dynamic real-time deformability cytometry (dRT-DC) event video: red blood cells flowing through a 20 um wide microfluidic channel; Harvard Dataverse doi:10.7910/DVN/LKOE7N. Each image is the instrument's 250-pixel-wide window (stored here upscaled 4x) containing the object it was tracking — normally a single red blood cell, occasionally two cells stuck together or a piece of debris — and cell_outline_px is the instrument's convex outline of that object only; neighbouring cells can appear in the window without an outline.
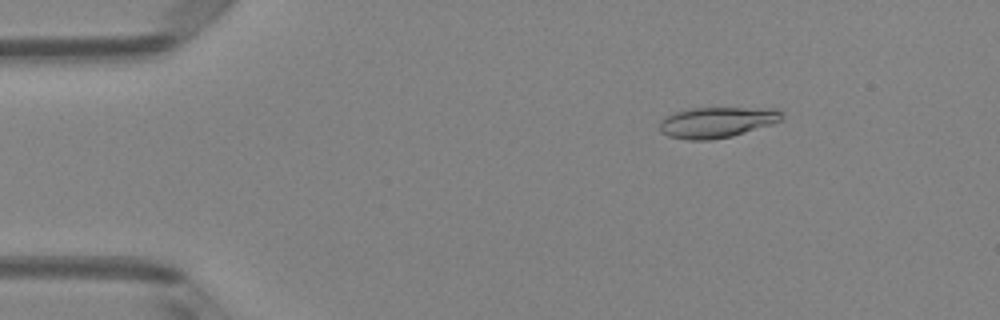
{"species": "Egyptian fruit bat (a non-hibernating species)", "species_latin": "Rousettus aegyptiacus", "temperature_condition": "room temperature", "stored_images_in_passage": 51, "camera_frame_rate_fps": 3000, "um_per_image_px": 0.085, "animal": {"sex": "female"}, "frame": {"image": 1, "passage_image": 8, "time_ms": 2.333, "image_size_px": [1000, 320], "cell_outline_px": [[784, 116], [780, 120], [772, 124], [732, 136], [712, 140], [688, 140], [668, 136], [660, 132], [660, 120], [664, 116], [672, 112], [692, 108], [776, 108], [784, 112]], "centroid_in_image_um": [60.92, 10.39], "position_along_channel_um": 24.1, "area_um2": 22.14}}
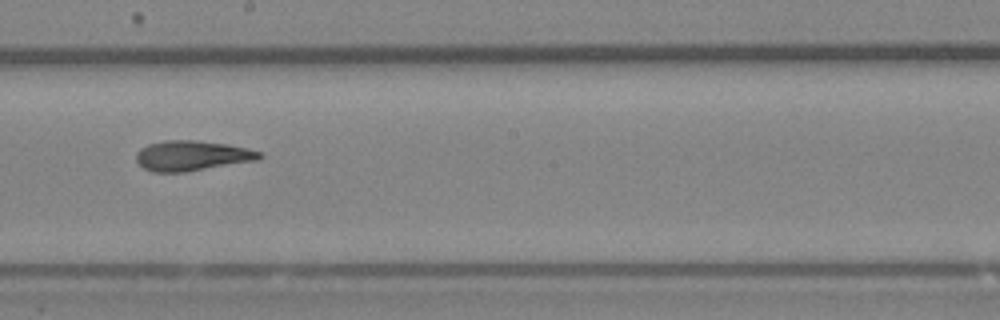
{"frame": {"image": 2, "passage_image": 29, "time_ms": 9.333, "image_size_px": [1000, 320], "cell_outline_px": [[264, 156], [256, 160], [184, 172], [152, 172], [144, 168], [136, 160], [136, 152], [140, 148], [148, 144], [164, 140], [192, 140], [228, 144], [248, 148], [260, 152]], "centroid_in_image_um": [16.29, 13.23], "position_along_channel_um": 231.9, "area_um2": 21.56}}
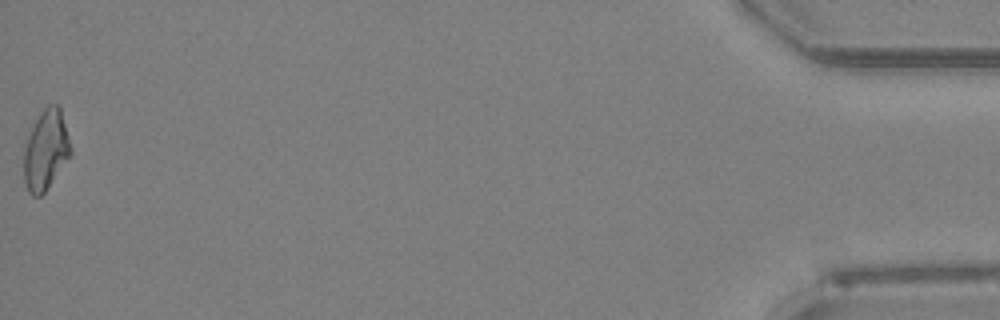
{"frame": {"image": 3, "passage_image": 51, "time_ms": 16.667, "image_size_px": [1000, 320], "cell_outline_px": [[72, 152], [44, 192], [40, 196], [32, 196], [28, 192], [24, 180], [24, 148], [28, 136], [36, 120], [44, 108], [48, 104], [60, 104], [72, 148]], "centroid_in_image_um": [3.9, 12.72], "position_along_channel_um": 431.3, "area_um2": 21.62}, "authors_computed_cell_mechanics": {"area_um2": 21.4438, "velocity_mm_per_s": 4.0444, "shape_relaxation_time_tau1_ms": 6.8455, "shape_relaxation_time_tau2_ms": 1.9331, "deformation_change_tau1": 0.1967, "deformation_change_tau2": 0.0971}}